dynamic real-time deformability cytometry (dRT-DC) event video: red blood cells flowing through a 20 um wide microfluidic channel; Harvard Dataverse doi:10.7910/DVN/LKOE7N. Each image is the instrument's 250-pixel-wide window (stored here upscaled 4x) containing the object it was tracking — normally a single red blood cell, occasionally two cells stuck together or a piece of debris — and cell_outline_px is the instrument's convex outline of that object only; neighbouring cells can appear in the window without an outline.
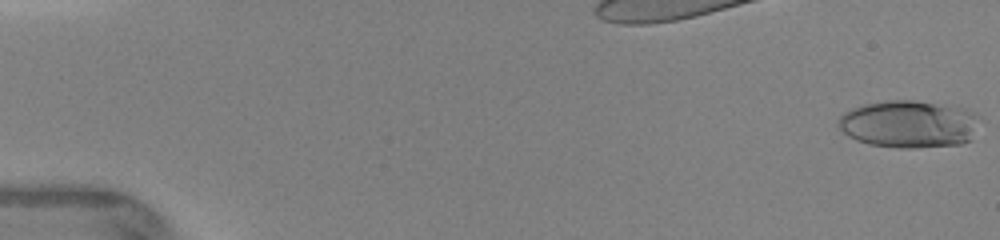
{"species": "human", "species_latin": "Homo sapiens", "temperature_condition": "warm", "stored_images_in_passage": 13, "camera_frame_rate_fps": 3000, "um_per_image_px": 0.085, "donor": {"sex": "female"}, "frame": {"image": 1, "passage_image": 1, "time_ms": 0.0, "image_size_px": [1000, 240], "cell_outline_px": [[980, 116], [968, 140], [960, 144], [912, 148], [900, 148], [868, 144], [856, 140], [848, 136], [840, 128], [840, 116], [844, 112], [852, 108], [864, 104], [888, 100], [912, 100], [968, 108], [976, 112]], "centroid_in_image_um": [77.25, 10.53], "position_along_channel_um": 7.7, "area_um2": 38.84}}
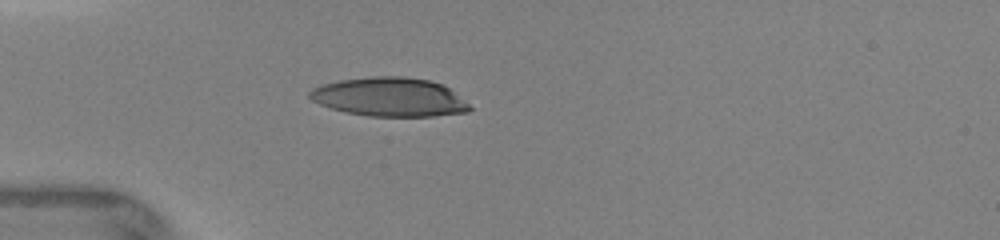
{"frame": {"image": 2, "passage_image": 6, "time_ms": 4.333, "image_size_px": [1000, 240], "cell_outline_px": [[472, 108], [468, 112], [432, 116], [368, 116], [348, 112], [332, 108], [320, 104], [312, 100], [308, 96], [308, 92], [312, 88], [324, 84], [340, 80], [372, 76], [404, 76], [428, 80], [440, 84], [448, 88], [468, 104]], "centroid_in_image_um": [33.09, 8.24], "position_along_channel_um": 51.9, "area_um2": 35.89}}